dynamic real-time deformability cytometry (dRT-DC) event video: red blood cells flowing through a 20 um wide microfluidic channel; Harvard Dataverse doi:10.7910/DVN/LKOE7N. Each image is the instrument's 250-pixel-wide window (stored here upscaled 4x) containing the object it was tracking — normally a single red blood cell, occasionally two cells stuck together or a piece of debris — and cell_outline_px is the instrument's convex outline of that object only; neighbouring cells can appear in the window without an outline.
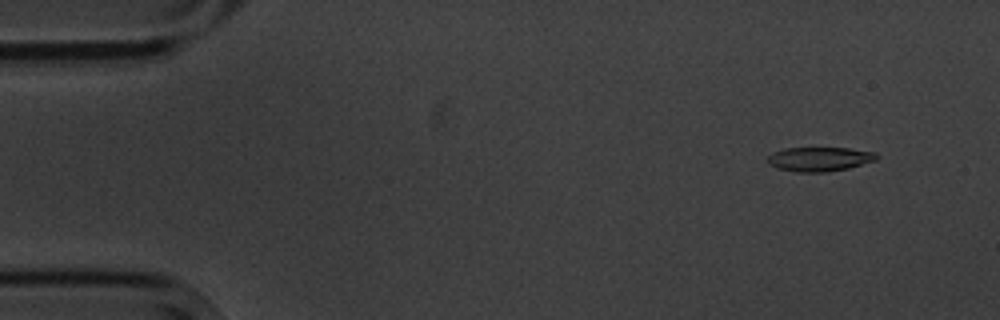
{"species": "common noctule bat (a hibernating species)", "species_latin": "Nyctalus noctula", "temperature_condition": "cold", "stored_images_in_passage": 5, "camera_frame_rate_fps": 3000, "um_per_image_px": 0.085, "animal": {"sex": "male", "body_mass_g": 20.1, "forearm_length_mm": 53.5}, "frame": {"image": 1, "passage_image": 2, "time_ms": 1.333, "image_size_px": [1000, 320], "cell_outline_px": [[880, 156], [876, 160], [848, 168], [828, 172], [796, 172], [776, 168], [768, 164], [768, 156], [772, 152], [784, 148], [848, 148], [876, 152]], "centroid_in_image_um": [69.65, 13.52], "position_along_channel_um": 15.3, "area_um2": 15.55}}
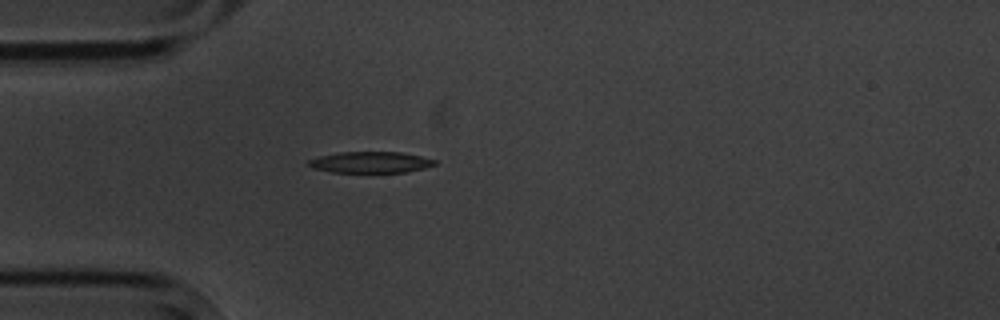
{"frame": {"image": 2, "passage_image": 5, "time_ms": 5.0, "image_size_px": [1000, 320], "cell_outline_px": [[436, 164], [424, 168], [404, 172], [332, 172], [312, 168], [304, 164], [308, 160], [320, 156], [340, 152], [400, 152], [420, 156], [436, 160]], "centroid_in_image_um": [31.44, 13.79], "position_along_channel_um": 53.6, "area_um2": 15.55}}